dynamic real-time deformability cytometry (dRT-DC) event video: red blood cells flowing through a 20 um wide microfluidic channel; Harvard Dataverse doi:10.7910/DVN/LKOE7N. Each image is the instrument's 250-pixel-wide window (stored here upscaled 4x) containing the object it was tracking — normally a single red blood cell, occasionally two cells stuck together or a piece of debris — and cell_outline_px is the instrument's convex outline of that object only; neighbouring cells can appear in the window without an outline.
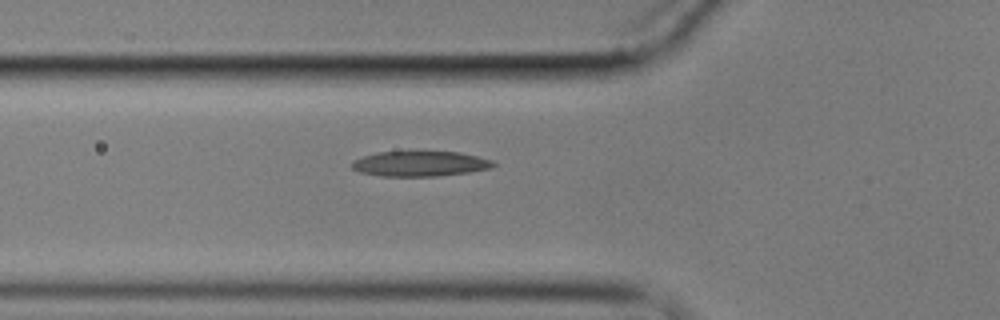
{"species": "common noctule bat (a hibernating species)", "species_latin": "Nyctalus noctula", "temperature_condition": "cold", "stored_images_in_passage": 2, "camera_frame_rate_fps": 3000, "um_per_image_px": 0.085, "animal": {"sex": "male", "body_mass_g": 17.9}, "frame": {"image": 1, "passage_image": 2, "time_ms": 2.0, "image_size_px": [1000, 320], "cell_outline_px": [[496, 164], [492, 168], [468, 172], [436, 176], [380, 176], [360, 172], [352, 168], [352, 160], [376, 152], [460, 152], [492, 160]], "centroid_in_image_um": [35.69, 13.92], "position_along_channel_um": 90.1, "area_um2": 20.63}}